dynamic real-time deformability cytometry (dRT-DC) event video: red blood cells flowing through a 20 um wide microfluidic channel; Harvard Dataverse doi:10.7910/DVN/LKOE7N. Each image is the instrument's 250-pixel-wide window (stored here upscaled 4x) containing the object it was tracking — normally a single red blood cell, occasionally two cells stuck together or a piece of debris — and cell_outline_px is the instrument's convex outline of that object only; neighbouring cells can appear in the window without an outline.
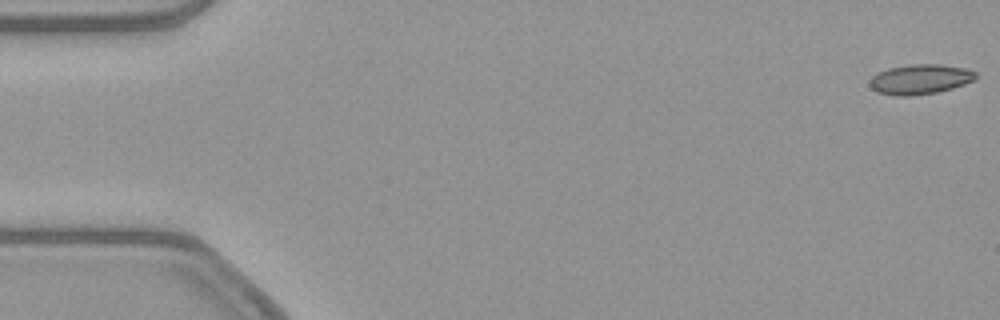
{"species": "common noctule bat (a hibernating species)", "species_latin": "Nyctalus noctula", "temperature_condition": "warm", "stored_images_in_passage": 54, "camera_frame_rate_fps": 3000, "um_per_image_px": 0.085, "animal": {"sex": "female", "body_mass_g": 21.9}, "frame": {"image": 1, "passage_image": 1, "time_ms": 0.0, "image_size_px": [1000, 320], "cell_outline_px": [[976, 80], [952, 88], [936, 92], [908, 96], [896, 96], [876, 92], [868, 84], [868, 80], [872, 76], [888, 68], [908, 64], [940, 64], [964, 68], [976, 72]], "centroid_in_image_um": [78.18, 6.73], "position_along_channel_um": 6.8, "area_um2": 18.55}}
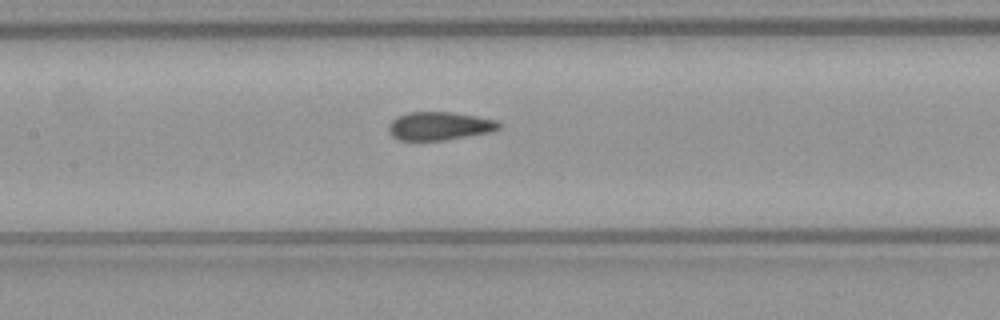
{"frame": {"image": 2, "passage_image": 25, "time_ms": 8.0, "image_size_px": [1000, 320], "cell_outline_px": [[500, 128], [492, 132], [444, 140], [396, 140], [388, 132], [388, 124], [396, 116], [408, 112], [452, 112], [476, 116], [496, 120], [500, 124]], "centroid_in_image_um": [37.31, 10.71], "position_along_channel_um": 170.1, "area_um2": 18.32}}
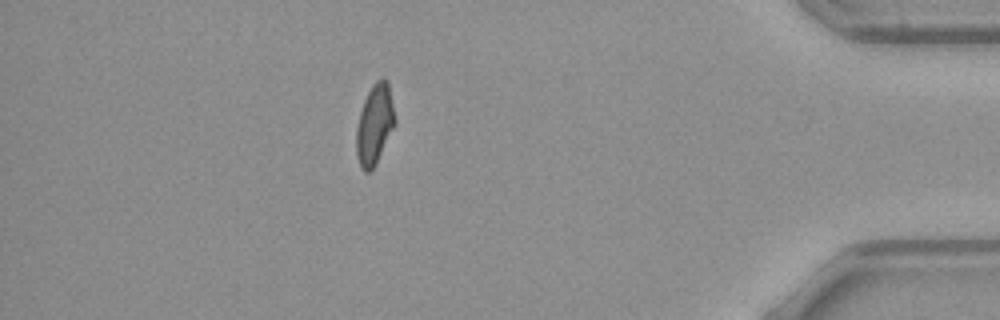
{"frame": {"image": 3, "passage_image": 47, "time_ms": 15.333, "image_size_px": [1000, 320], "cell_outline_px": [[396, 124], [372, 172], [364, 172], [360, 168], [356, 152], [356, 128], [360, 112], [364, 100], [372, 84], [376, 80], [384, 76], [388, 80], [396, 120]], "centroid_in_image_um": [31.85, 10.58], "position_along_channel_um": 403.3, "area_um2": 18.38}, "authors_computed_cell_mechanics": {"area_um2": 18.3226, "velocity_mm_per_s": 3.8513, "shape_relaxation_time_tau1_ms": 8.1028, "shape_relaxation_time_tau2_ms": 1.1596, "deformation_change_tau1": 0.1931, "deformation_change_tau2": 0.0691}}